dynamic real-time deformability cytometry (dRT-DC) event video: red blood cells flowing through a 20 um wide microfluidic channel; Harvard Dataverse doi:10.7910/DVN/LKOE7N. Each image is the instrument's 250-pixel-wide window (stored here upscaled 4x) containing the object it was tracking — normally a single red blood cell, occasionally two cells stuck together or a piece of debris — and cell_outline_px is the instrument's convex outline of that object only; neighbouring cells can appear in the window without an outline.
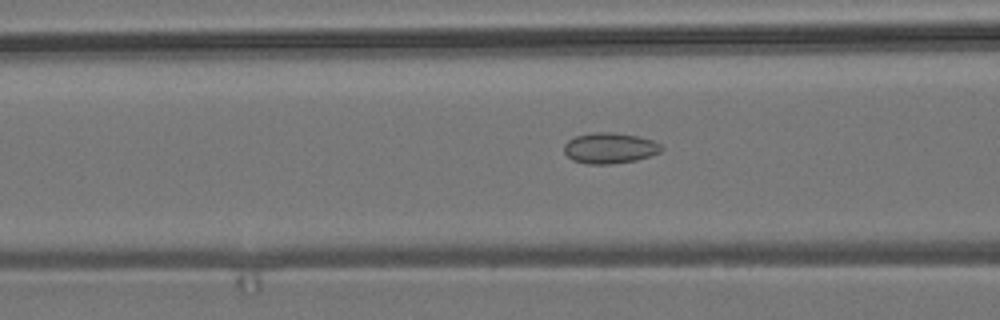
{"species": "common noctule bat (a hibernating species)", "species_latin": "Nyctalus noctula", "temperature_condition": "room temperature", "stored_images_in_passage": 56, "camera_frame_rate_fps": 3000, "um_per_image_px": 0.085, "animal": {"sex": "male", "body_mass_g": 19.2, "forearm_length_mm": 51.8}, "frame": {"image": 1, "passage_image": 22, "time_ms": 7.0, "image_size_px": [1000, 320], "cell_outline_px": [[664, 148], [660, 152], [636, 160], [612, 164], [588, 164], [572, 160], [564, 152], [564, 144], [568, 140], [576, 136], [596, 132], [612, 132], [636, 136], [652, 140], [660, 144]], "centroid_in_image_um": [51.81, 12.59], "position_along_channel_um": 114.8, "area_um2": 17.34}}
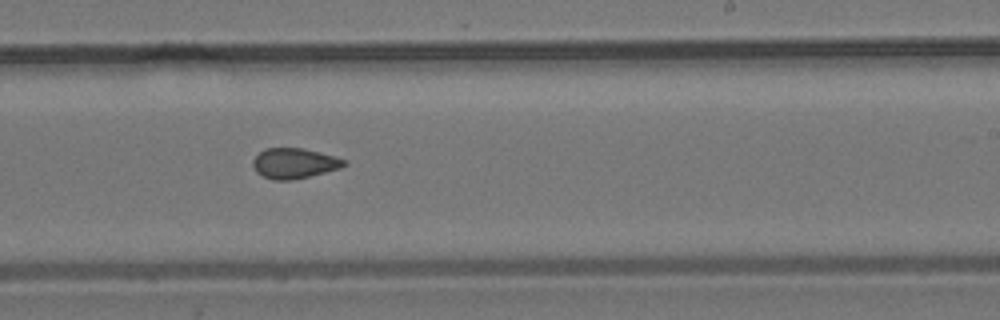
{"frame": {"image": 2, "passage_image": 34, "time_ms": 11.0, "image_size_px": [1000, 320], "cell_outline_px": [[348, 164], [340, 168], [292, 180], [272, 180], [256, 172], [252, 164], [252, 160], [264, 148], [304, 148], [348, 160]], "centroid_in_image_um": [25.01, 13.87], "position_along_channel_um": 264.0, "area_um2": 16.07}}
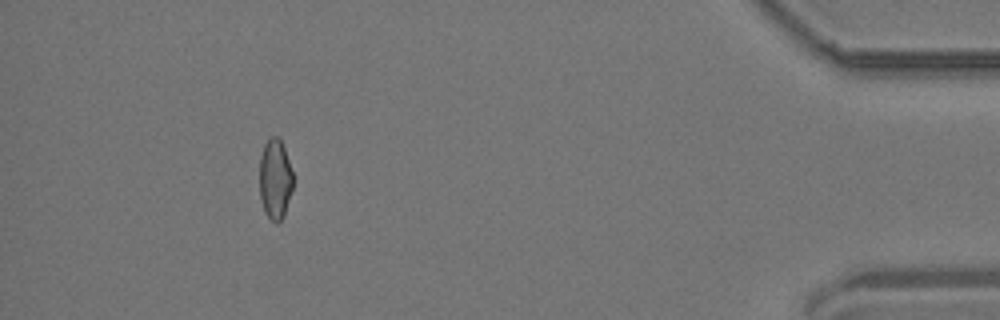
{"frame": {"image": 3, "passage_image": 51, "time_ms": 16.667, "image_size_px": [1000, 320], "cell_outline_px": [[292, 188], [284, 216], [276, 224], [268, 216], [260, 200], [260, 156], [264, 144], [272, 136], [276, 136], [280, 140], [284, 148], [292, 172]], "centroid_in_image_um": [23.37, 15.23], "position_along_channel_um": 411.8, "area_um2": 15.37}, "authors_computed_cell_mechanics": {"area_um2": 16.6175, "velocity_mm_per_s": 3.7331, "shape_relaxation_time_tau1_ms": null, "shape_relaxation_time_tau2_ms": 3.2939, "deformation_change_tau1": null, "deformation_change_tau2": 0.0901}}